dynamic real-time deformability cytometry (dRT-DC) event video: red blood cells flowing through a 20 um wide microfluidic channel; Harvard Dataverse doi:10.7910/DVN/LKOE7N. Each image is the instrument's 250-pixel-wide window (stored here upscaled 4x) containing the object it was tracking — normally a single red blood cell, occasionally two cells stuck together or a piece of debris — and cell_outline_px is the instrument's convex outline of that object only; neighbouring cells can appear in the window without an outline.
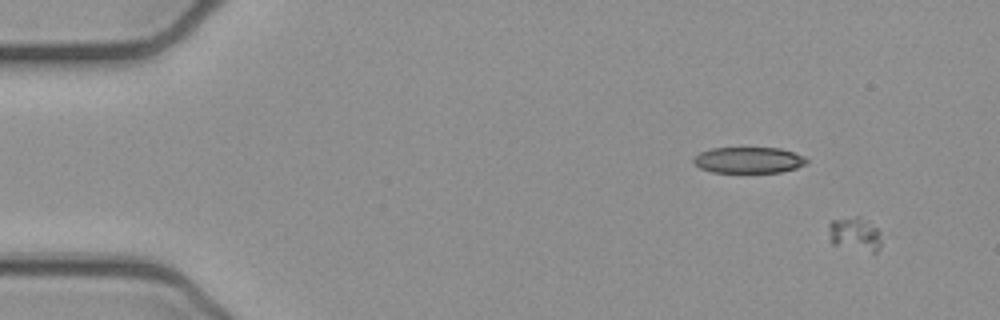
{"species": "common noctule bat (a hibernating species)", "species_latin": "Nyctalus noctula", "temperature_condition": "cold", "stored_images_in_passage": 51, "camera_frame_rate_fps": 3000, "um_per_image_px": 0.085, "animal": {"sex": "female", "body_mass_g": 21.9}, "frame": {"image": 1, "passage_image": 1, "time_ms": 0.0, "image_size_px": [1000, 320], "cell_outline_px": [[880, 248], [876, 252], [872, 252], [832, 244], [828, 224], [832, 220], [856, 216], [860, 216], [876, 228], [880, 232]], "centroid_in_image_um": [72.67, 19.89], "position_along_channel_um": 12.3, "area_um2": 10.17}}
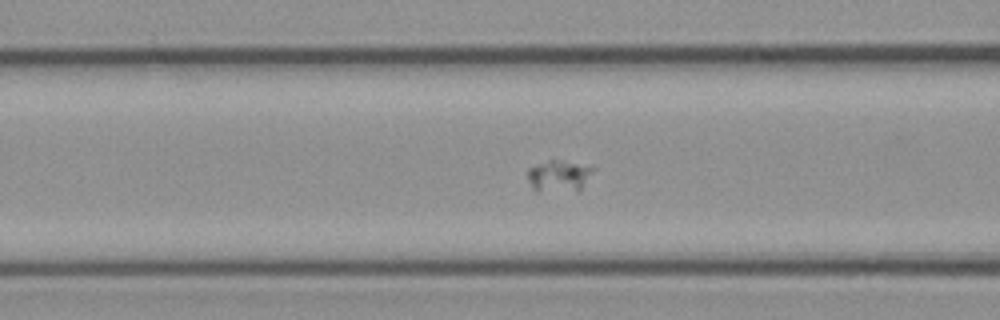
{"frame": {"image": 2, "passage_image": 19, "time_ms": 6.0, "image_size_px": [1000, 320], "cell_outline_px": [[596, 168], [580, 192], [536, 192], [532, 188], [528, 180], [528, 168], [552, 156]], "centroid_in_image_um": [47.51, 14.94], "position_along_channel_um": 119.1, "area_um2": 13.06}}
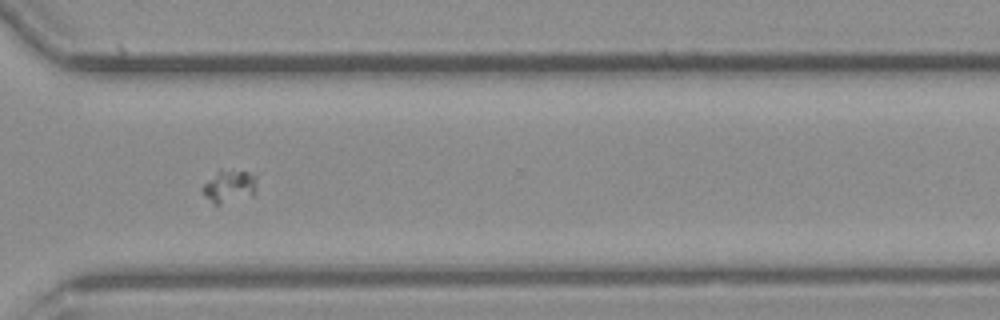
{"frame": {"image": 3, "passage_image": 37, "time_ms": 12.0, "image_size_px": [1000, 320], "cell_outline_px": [[256, 192], [252, 196], [220, 204], [216, 204], [204, 196], [200, 188], [220, 168], [248, 172], [256, 176]], "centroid_in_image_um": [19.5, 15.82], "position_along_channel_um": 351.1, "area_um2": 10.46}}